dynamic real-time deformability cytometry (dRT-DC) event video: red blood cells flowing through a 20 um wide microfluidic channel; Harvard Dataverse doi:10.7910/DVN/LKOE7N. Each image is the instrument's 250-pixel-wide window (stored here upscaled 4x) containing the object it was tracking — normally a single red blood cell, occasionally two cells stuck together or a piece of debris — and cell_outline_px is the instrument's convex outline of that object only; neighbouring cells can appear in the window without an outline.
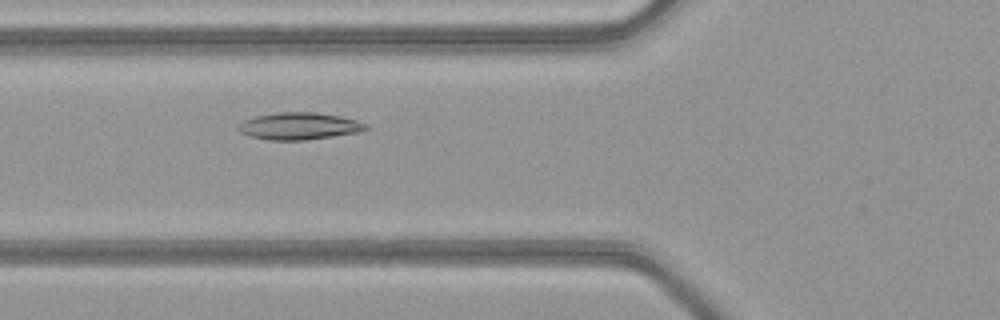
{"species": "common noctule bat (a hibernating species)", "species_latin": "Nyctalus noctula", "temperature_condition": "warm", "stored_images_in_passage": 44, "camera_frame_rate_fps": 3000, "um_per_image_px": 0.085, "animal": {"sex": "female", "body_mass_g": 21.9}, "frame": {"image": 1, "passage_image": 14, "time_ms": 4.333, "image_size_px": [1000, 320], "cell_outline_px": [[372, 128], [364, 132], [304, 140], [268, 140], [252, 136], [240, 132], [236, 128], [244, 120], [256, 116], [276, 112], [316, 112], [340, 116], [356, 120], [368, 124]], "centroid_in_image_um": [25.51, 10.72], "position_along_channel_um": 100.3, "area_um2": 20.35}}
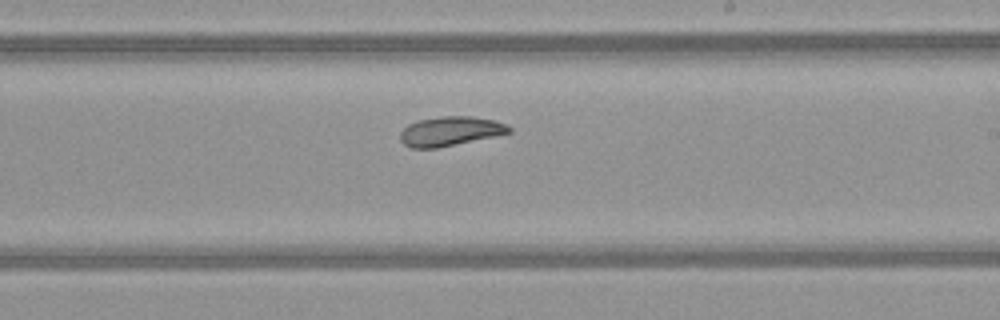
{"frame": {"image": 2, "passage_image": 25, "time_ms": 8.0, "image_size_px": [1000, 320], "cell_outline_px": [[512, 132], [496, 136], [436, 148], [412, 148], [404, 144], [400, 140], [400, 132], [408, 124], [416, 120], [440, 116], [472, 116], [496, 120], [512, 128]], "centroid_in_image_um": [38.27, 11.14], "position_along_channel_um": 250.7, "area_um2": 18.73}}
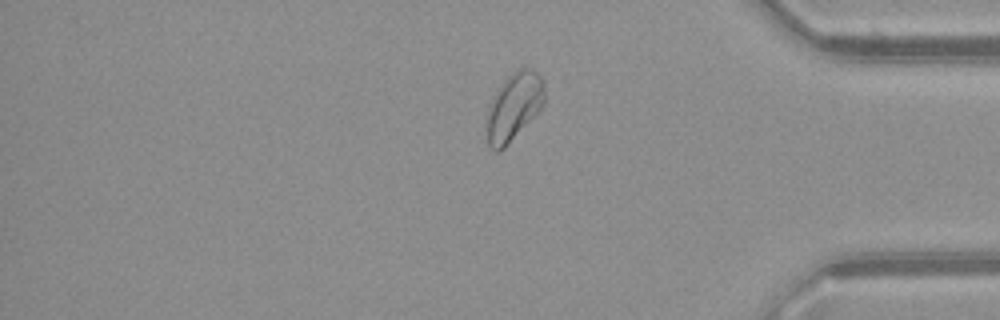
{"frame": {"image": 3, "passage_image": 37, "time_ms": 12.0, "image_size_px": [1000, 320], "cell_outline_px": [[544, 104], [508, 144], [500, 152], [496, 152], [488, 144], [484, 128], [484, 124], [488, 104], [492, 96], [504, 80], [512, 72], [524, 64], [536, 72], [544, 80]], "centroid_in_image_um": [43.62, 9.05], "position_along_channel_um": 391.6, "area_um2": 23.29}}